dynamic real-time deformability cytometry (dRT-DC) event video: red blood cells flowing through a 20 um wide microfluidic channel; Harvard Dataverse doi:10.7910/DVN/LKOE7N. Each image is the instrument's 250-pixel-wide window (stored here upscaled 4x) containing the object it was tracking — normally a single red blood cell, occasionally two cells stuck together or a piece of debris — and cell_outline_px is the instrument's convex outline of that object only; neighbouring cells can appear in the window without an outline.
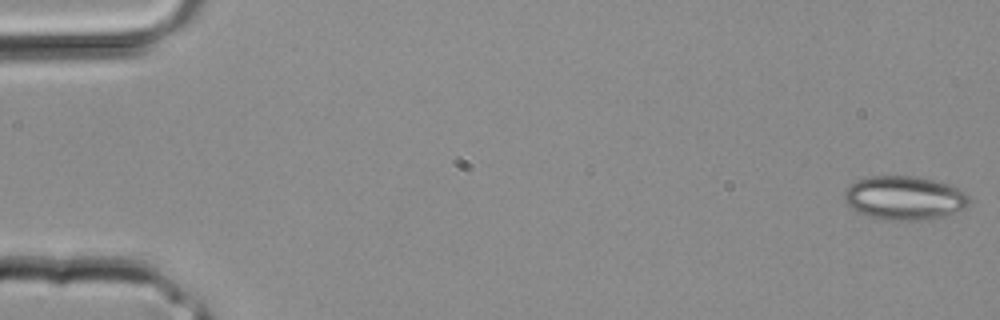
{"species": "common noctule bat (a hibernating species)", "species_latin": "Nyctalus noctula", "temperature_condition": "room temperature", "stored_images_in_passage": 3, "camera_frame_rate_fps": 3000, "um_per_image_px": 0.085, "animal": {"sex": "male", "body_mass_g": 20.4}, "frame": {"image": 1, "passage_image": 1, "time_ms": 0.0, "image_size_px": [1000, 320], "cell_outline_px": [[972, 200], [964, 208], [956, 212], [932, 220], [892, 220], [868, 216], [856, 212], [844, 200], [844, 192], [856, 180], [868, 176], [916, 176], [948, 184], [960, 188]], "centroid_in_image_um": [76.9, 16.83], "position_along_channel_um": 8.1, "area_um2": 32.02}}